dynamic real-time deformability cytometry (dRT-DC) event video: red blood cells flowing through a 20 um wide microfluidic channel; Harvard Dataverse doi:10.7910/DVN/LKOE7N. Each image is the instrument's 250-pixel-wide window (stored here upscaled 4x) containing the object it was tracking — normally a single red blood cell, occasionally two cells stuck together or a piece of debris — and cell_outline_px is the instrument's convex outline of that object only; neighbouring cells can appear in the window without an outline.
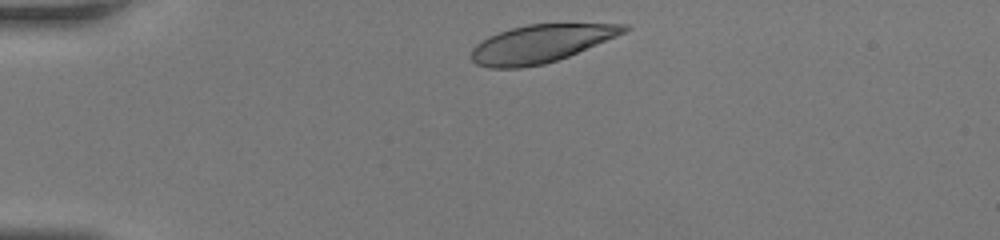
{"species": "human", "species_latin": "Homo sapiens", "temperature_condition": "room temperature", "stored_images_in_passage": 28, "camera_frame_rate_fps": 3000, "um_per_image_px": 0.085, "donor": {"sex": "female"}, "frame": {"image": 1, "passage_image": 1, "time_ms": 0.0, "image_size_px": [1000, 240], "cell_outline_px": [[632, 28], [616, 36], [568, 56], [544, 64], [520, 68], [488, 68], [476, 64], [472, 60], [472, 48], [480, 40], [488, 36], [512, 28], [528, 24], [628, 24]], "centroid_in_image_um": [45.93, 3.71], "position_along_channel_um": 39.1, "area_um2": 33.35}}
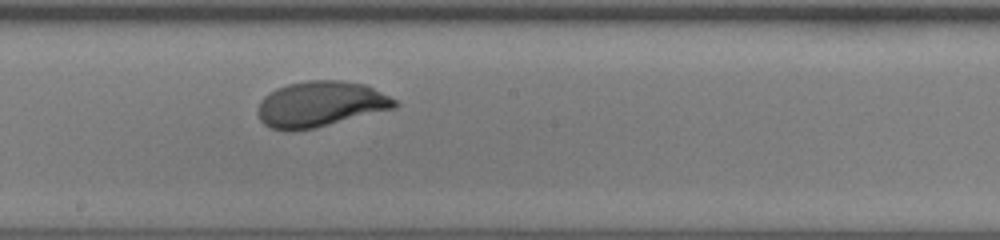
{"frame": {"image": 2, "passage_image": 16, "time_ms": 5.0, "image_size_px": [1000, 240], "cell_outline_px": [[400, 104], [396, 108], [316, 128], [292, 132], [284, 132], [272, 128], [264, 124], [260, 120], [256, 112], [260, 100], [264, 96], [276, 88], [288, 84], [308, 80], [344, 80], [364, 84], [396, 100]], "centroid_in_image_um": [27.2, 8.87], "position_along_channel_um": 221.0, "area_um2": 36.82}}
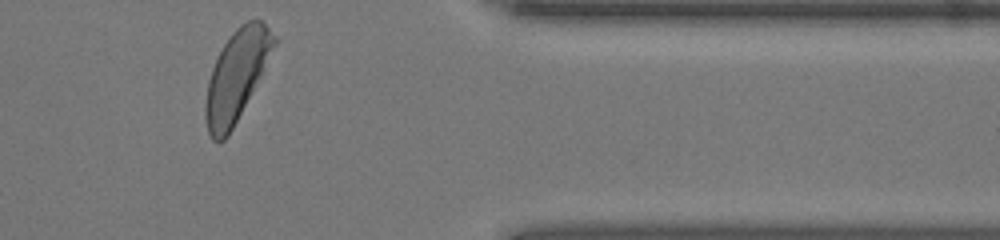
{"frame": {"image": 3, "passage_image": 28, "time_ms": 9.0, "image_size_px": [1000, 240], "cell_outline_px": [[280, 40], [228, 136], [224, 140], [212, 140], [208, 132], [204, 116], [204, 104], [208, 80], [212, 68], [224, 44], [232, 32], [240, 24], [248, 20], [264, 20]], "centroid_in_image_um": [20.13, 6.38], "position_along_channel_um": 391.3, "area_um2": 36.18}}